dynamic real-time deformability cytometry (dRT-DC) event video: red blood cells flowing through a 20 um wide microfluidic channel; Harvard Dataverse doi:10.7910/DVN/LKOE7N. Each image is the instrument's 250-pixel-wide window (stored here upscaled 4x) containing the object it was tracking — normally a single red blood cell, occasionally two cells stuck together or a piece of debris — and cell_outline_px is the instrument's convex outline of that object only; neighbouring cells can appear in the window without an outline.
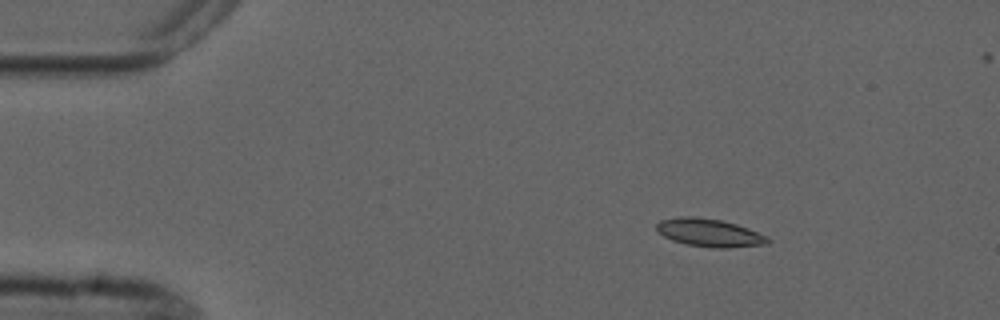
{"species": "common noctule bat (a hibernating species)", "species_latin": "Nyctalus noctula", "temperature_condition": "cold", "stored_images_in_passage": 5, "camera_frame_rate_fps": 3000, "um_per_image_px": 0.085, "animal": {"sex": "male", "forearm_length_mm": 52.5}, "frame": {"image": 1, "passage_image": 1, "time_ms": 0.0, "image_size_px": [1000, 320], "cell_outline_px": [[772, 240], [768, 244], [728, 248], [712, 248], [684, 244], [672, 240], [656, 232], [656, 224], [660, 220], [680, 216], [692, 216], [720, 220], [736, 224], [748, 228], [768, 236]], "centroid_in_image_um": [60.3, 19.79], "position_along_channel_um": 24.7, "area_um2": 18.38}}
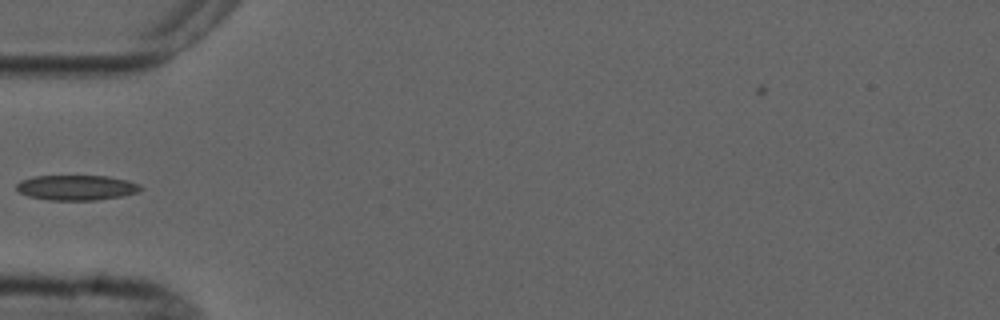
{"frame": {"image": 2, "passage_image": 4, "time_ms": 3.333, "image_size_px": [1000, 320], "cell_outline_px": [[144, 188], [136, 192], [124, 196], [96, 200], [48, 200], [28, 196], [20, 192], [16, 188], [16, 184], [20, 180], [32, 176], [108, 176], [128, 180], [140, 184]], "centroid_in_image_um": [6.51, 15.94], "position_along_channel_um": 78.5, "area_um2": 18.32}}
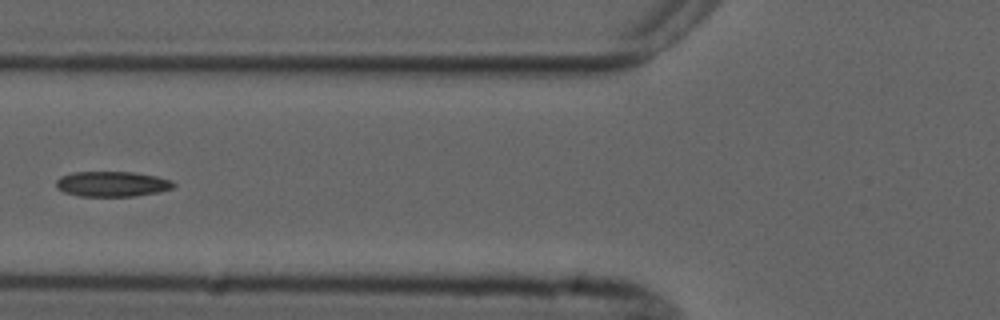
{"frame": {"image": 3, "passage_image": 5, "time_ms": 4.333, "image_size_px": [1000, 320], "cell_outline_px": [[176, 184], [172, 188], [156, 192], [132, 196], [80, 196], [64, 192], [56, 188], [56, 180], [60, 176], [72, 172], [132, 172], [156, 176], [172, 180]], "centroid_in_image_um": [9.49, 15.63], "position_along_channel_um": 116.3, "area_um2": 17.22}}